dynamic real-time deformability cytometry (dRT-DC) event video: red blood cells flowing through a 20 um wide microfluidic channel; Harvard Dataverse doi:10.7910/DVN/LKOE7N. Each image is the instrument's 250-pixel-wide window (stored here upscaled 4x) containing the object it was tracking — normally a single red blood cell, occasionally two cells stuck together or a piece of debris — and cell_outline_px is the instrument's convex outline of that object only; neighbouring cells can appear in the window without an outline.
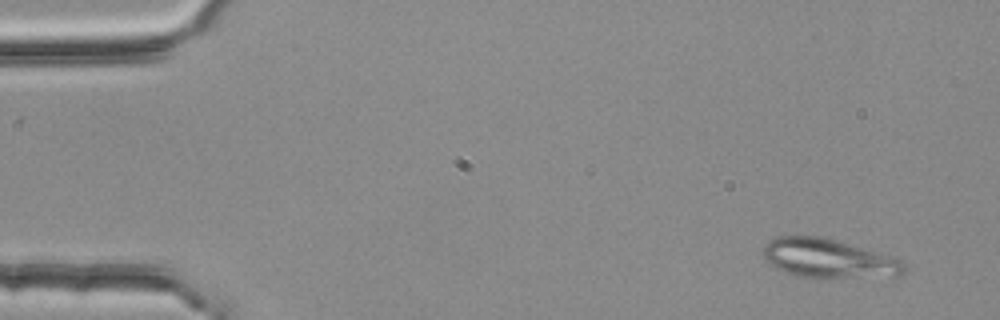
{"species": "common noctule bat (a hibernating species)", "species_latin": "Nyctalus noctula", "temperature_condition": "room temperature", "stored_images_in_passage": 4, "camera_frame_rate_fps": 3000, "um_per_image_px": 0.085, "animal": {"sex": "female", "body_mass_g": 25.1}, "frame": {"image": 1, "passage_image": 1, "time_ms": 0.0, "image_size_px": [1000, 320], "cell_outline_px": [[904, 276], [796, 276], [776, 268], [764, 260], [760, 252], [764, 244], [776, 236], [820, 236], [836, 240], [904, 260]], "centroid_in_image_um": [70.35, 21.94], "position_along_channel_um": 14.6, "area_um2": 31.62}}